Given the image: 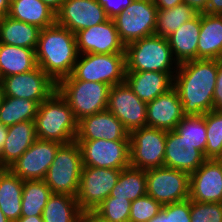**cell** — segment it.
Listing matches in <instances>:
<instances>
[{"mask_svg":"<svg viewBox=\"0 0 222 222\" xmlns=\"http://www.w3.org/2000/svg\"><path fill=\"white\" fill-rule=\"evenodd\" d=\"M218 59H195L178 65L173 77L184 115H204L214 109Z\"/></svg>","mask_w":222,"mask_h":222,"instance_id":"6da1fadb","label":"cell"},{"mask_svg":"<svg viewBox=\"0 0 222 222\" xmlns=\"http://www.w3.org/2000/svg\"><path fill=\"white\" fill-rule=\"evenodd\" d=\"M35 54L37 65L58 83L72 74L78 59L75 34L57 23L41 29Z\"/></svg>","mask_w":222,"mask_h":222,"instance_id":"7a4b0ae2","label":"cell"},{"mask_svg":"<svg viewBox=\"0 0 222 222\" xmlns=\"http://www.w3.org/2000/svg\"><path fill=\"white\" fill-rule=\"evenodd\" d=\"M34 123L37 139L61 144L75 141L78 121L58 90L39 104Z\"/></svg>","mask_w":222,"mask_h":222,"instance_id":"3957f363","label":"cell"},{"mask_svg":"<svg viewBox=\"0 0 222 222\" xmlns=\"http://www.w3.org/2000/svg\"><path fill=\"white\" fill-rule=\"evenodd\" d=\"M125 56L126 71L176 72L178 69L167 38L157 35L127 44Z\"/></svg>","mask_w":222,"mask_h":222,"instance_id":"277c9868","label":"cell"},{"mask_svg":"<svg viewBox=\"0 0 222 222\" xmlns=\"http://www.w3.org/2000/svg\"><path fill=\"white\" fill-rule=\"evenodd\" d=\"M110 88L106 83L77 80L72 74L57 83L58 92L69 104L77 121L107 110Z\"/></svg>","mask_w":222,"mask_h":222,"instance_id":"5b68a950","label":"cell"},{"mask_svg":"<svg viewBox=\"0 0 222 222\" xmlns=\"http://www.w3.org/2000/svg\"><path fill=\"white\" fill-rule=\"evenodd\" d=\"M82 168L83 162L78 142L62 144L56 152L44 181L52 193L76 197Z\"/></svg>","mask_w":222,"mask_h":222,"instance_id":"8992f818","label":"cell"},{"mask_svg":"<svg viewBox=\"0 0 222 222\" xmlns=\"http://www.w3.org/2000/svg\"><path fill=\"white\" fill-rule=\"evenodd\" d=\"M72 75L77 80L106 83L109 86L125 82V53L79 54Z\"/></svg>","mask_w":222,"mask_h":222,"instance_id":"52a82bcc","label":"cell"},{"mask_svg":"<svg viewBox=\"0 0 222 222\" xmlns=\"http://www.w3.org/2000/svg\"><path fill=\"white\" fill-rule=\"evenodd\" d=\"M167 131L144 126L129 133L130 166L149 170L164 166Z\"/></svg>","mask_w":222,"mask_h":222,"instance_id":"ba28073f","label":"cell"},{"mask_svg":"<svg viewBox=\"0 0 222 222\" xmlns=\"http://www.w3.org/2000/svg\"><path fill=\"white\" fill-rule=\"evenodd\" d=\"M156 15L157 7L152 0H133L113 18L124 45L155 35Z\"/></svg>","mask_w":222,"mask_h":222,"instance_id":"9c48e42d","label":"cell"},{"mask_svg":"<svg viewBox=\"0 0 222 222\" xmlns=\"http://www.w3.org/2000/svg\"><path fill=\"white\" fill-rule=\"evenodd\" d=\"M147 195L162 206L190 196V174L166 166L146 170Z\"/></svg>","mask_w":222,"mask_h":222,"instance_id":"30bf717a","label":"cell"},{"mask_svg":"<svg viewBox=\"0 0 222 222\" xmlns=\"http://www.w3.org/2000/svg\"><path fill=\"white\" fill-rule=\"evenodd\" d=\"M83 166L122 170L130 166V140H75Z\"/></svg>","mask_w":222,"mask_h":222,"instance_id":"8fae6325","label":"cell"},{"mask_svg":"<svg viewBox=\"0 0 222 222\" xmlns=\"http://www.w3.org/2000/svg\"><path fill=\"white\" fill-rule=\"evenodd\" d=\"M121 170L83 166L76 194L82 211L95 210L115 187Z\"/></svg>","mask_w":222,"mask_h":222,"instance_id":"7c38bea8","label":"cell"},{"mask_svg":"<svg viewBox=\"0 0 222 222\" xmlns=\"http://www.w3.org/2000/svg\"><path fill=\"white\" fill-rule=\"evenodd\" d=\"M0 90L2 96L25 98L40 104L57 90V83L37 66L29 72L2 78Z\"/></svg>","mask_w":222,"mask_h":222,"instance_id":"4fadbf2b","label":"cell"},{"mask_svg":"<svg viewBox=\"0 0 222 222\" xmlns=\"http://www.w3.org/2000/svg\"><path fill=\"white\" fill-rule=\"evenodd\" d=\"M107 110L122 122L129 133L146 126L147 103L126 82L110 88Z\"/></svg>","mask_w":222,"mask_h":222,"instance_id":"5bb4252c","label":"cell"},{"mask_svg":"<svg viewBox=\"0 0 222 222\" xmlns=\"http://www.w3.org/2000/svg\"><path fill=\"white\" fill-rule=\"evenodd\" d=\"M61 145L56 141L36 139L9 169L23 181L44 180Z\"/></svg>","mask_w":222,"mask_h":222,"instance_id":"9a60e30c","label":"cell"},{"mask_svg":"<svg viewBox=\"0 0 222 222\" xmlns=\"http://www.w3.org/2000/svg\"><path fill=\"white\" fill-rule=\"evenodd\" d=\"M79 54H113L125 53V45L121 41L113 19L91 26L75 33Z\"/></svg>","mask_w":222,"mask_h":222,"instance_id":"2e32d148","label":"cell"},{"mask_svg":"<svg viewBox=\"0 0 222 222\" xmlns=\"http://www.w3.org/2000/svg\"><path fill=\"white\" fill-rule=\"evenodd\" d=\"M108 19L98 0H65L56 13V23L74 34Z\"/></svg>","mask_w":222,"mask_h":222,"instance_id":"e0dca14e","label":"cell"},{"mask_svg":"<svg viewBox=\"0 0 222 222\" xmlns=\"http://www.w3.org/2000/svg\"><path fill=\"white\" fill-rule=\"evenodd\" d=\"M189 199L204 203H222V159H207L190 174Z\"/></svg>","mask_w":222,"mask_h":222,"instance_id":"ac0fdd59","label":"cell"},{"mask_svg":"<svg viewBox=\"0 0 222 222\" xmlns=\"http://www.w3.org/2000/svg\"><path fill=\"white\" fill-rule=\"evenodd\" d=\"M96 139L130 140L122 122L108 110L78 120L75 140Z\"/></svg>","mask_w":222,"mask_h":222,"instance_id":"d6986e66","label":"cell"},{"mask_svg":"<svg viewBox=\"0 0 222 222\" xmlns=\"http://www.w3.org/2000/svg\"><path fill=\"white\" fill-rule=\"evenodd\" d=\"M183 106L174 87L147 103L146 126L175 130L183 119Z\"/></svg>","mask_w":222,"mask_h":222,"instance_id":"ffe728a7","label":"cell"},{"mask_svg":"<svg viewBox=\"0 0 222 222\" xmlns=\"http://www.w3.org/2000/svg\"><path fill=\"white\" fill-rule=\"evenodd\" d=\"M206 160L202 151L183 139L175 130L167 131L164 166L191 174Z\"/></svg>","mask_w":222,"mask_h":222,"instance_id":"44dd1931","label":"cell"},{"mask_svg":"<svg viewBox=\"0 0 222 222\" xmlns=\"http://www.w3.org/2000/svg\"><path fill=\"white\" fill-rule=\"evenodd\" d=\"M175 73L126 71L125 82L142 101L148 103L173 87Z\"/></svg>","mask_w":222,"mask_h":222,"instance_id":"7402d4cb","label":"cell"},{"mask_svg":"<svg viewBox=\"0 0 222 222\" xmlns=\"http://www.w3.org/2000/svg\"><path fill=\"white\" fill-rule=\"evenodd\" d=\"M201 13L182 24L167 37L175 61L179 64L197 59Z\"/></svg>","mask_w":222,"mask_h":222,"instance_id":"603a6c76","label":"cell"},{"mask_svg":"<svg viewBox=\"0 0 222 222\" xmlns=\"http://www.w3.org/2000/svg\"><path fill=\"white\" fill-rule=\"evenodd\" d=\"M37 139L34 120L8 127V134L0 154V168H9Z\"/></svg>","mask_w":222,"mask_h":222,"instance_id":"cb8c5ba5","label":"cell"},{"mask_svg":"<svg viewBox=\"0 0 222 222\" xmlns=\"http://www.w3.org/2000/svg\"><path fill=\"white\" fill-rule=\"evenodd\" d=\"M23 185L9 168H0V210L10 222L21 217Z\"/></svg>","mask_w":222,"mask_h":222,"instance_id":"d4e9b609","label":"cell"},{"mask_svg":"<svg viewBox=\"0 0 222 222\" xmlns=\"http://www.w3.org/2000/svg\"><path fill=\"white\" fill-rule=\"evenodd\" d=\"M197 59L222 60V15L201 13Z\"/></svg>","mask_w":222,"mask_h":222,"instance_id":"484cf974","label":"cell"},{"mask_svg":"<svg viewBox=\"0 0 222 222\" xmlns=\"http://www.w3.org/2000/svg\"><path fill=\"white\" fill-rule=\"evenodd\" d=\"M8 16L17 21L36 25L40 29L56 23V13L41 0H12Z\"/></svg>","mask_w":222,"mask_h":222,"instance_id":"4316f807","label":"cell"},{"mask_svg":"<svg viewBox=\"0 0 222 222\" xmlns=\"http://www.w3.org/2000/svg\"><path fill=\"white\" fill-rule=\"evenodd\" d=\"M37 66L34 49L0 43V80L29 72Z\"/></svg>","mask_w":222,"mask_h":222,"instance_id":"83f0119b","label":"cell"},{"mask_svg":"<svg viewBox=\"0 0 222 222\" xmlns=\"http://www.w3.org/2000/svg\"><path fill=\"white\" fill-rule=\"evenodd\" d=\"M41 29L8 15L0 18V43L36 49Z\"/></svg>","mask_w":222,"mask_h":222,"instance_id":"f1b7e54d","label":"cell"},{"mask_svg":"<svg viewBox=\"0 0 222 222\" xmlns=\"http://www.w3.org/2000/svg\"><path fill=\"white\" fill-rule=\"evenodd\" d=\"M82 210L76 197L52 193L42 212L44 222H79Z\"/></svg>","mask_w":222,"mask_h":222,"instance_id":"f546056e","label":"cell"},{"mask_svg":"<svg viewBox=\"0 0 222 222\" xmlns=\"http://www.w3.org/2000/svg\"><path fill=\"white\" fill-rule=\"evenodd\" d=\"M39 104L25 98L2 96L0 99V122L4 126L35 119Z\"/></svg>","mask_w":222,"mask_h":222,"instance_id":"4dcf8cb0","label":"cell"},{"mask_svg":"<svg viewBox=\"0 0 222 222\" xmlns=\"http://www.w3.org/2000/svg\"><path fill=\"white\" fill-rule=\"evenodd\" d=\"M147 194L146 170L127 167L121 170L120 176L110 196L124 198L131 202Z\"/></svg>","mask_w":222,"mask_h":222,"instance_id":"1f68e13d","label":"cell"},{"mask_svg":"<svg viewBox=\"0 0 222 222\" xmlns=\"http://www.w3.org/2000/svg\"><path fill=\"white\" fill-rule=\"evenodd\" d=\"M51 195L44 180L24 181L21 217L42 216Z\"/></svg>","mask_w":222,"mask_h":222,"instance_id":"d6a6232c","label":"cell"},{"mask_svg":"<svg viewBox=\"0 0 222 222\" xmlns=\"http://www.w3.org/2000/svg\"><path fill=\"white\" fill-rule=\"evenodd\" d=\"M198 13L188 4L182 3L170 9H158L155 35L167 38L182 24L194 18Z\"/></svg>","mask_w":222,"mask_h":222,"instance_id":"836d02e7","label":"cell"},{"mask_svg":"<svg viewBox=\"0 0 222 222\" xmlns=\"http://www.w3.org/2000/svg\"><path fill=\"white\" fill-rule=\"evenodd\" d=\"M175 131L205 155L207 145L205 114L185 115L177 124Z\"/></svg>","mask_w":222,"mask_h":222,"instance_id":"e575fe53","label":"cell"},{"mask_svg":"<svg viewBox=\"0 0 222 222\" xmlns=\"http://www.w3.org/2000/svg\"><path fill=\"white\" fill-rule=\"evenodd\" d=\"M206 138L205 157L222 159V111L211 110L205 113Z\"/></svg>","mask_w":222,"mask_h":222,"instance_id":"d590c367","label":"cell"},{"mask_svg":"<svg viewBox=\"0 0 222 222\" xmlns=\"http://www.w3.org/2000/svg\"><path fill=\"white\" fill-rule=\"evenodd\" d=\"M131 201L107 197L94 211L109 222H129Z\"/></svg>","mask_w":222,"mask_h":222,"instance_id":"8d00e7d4","label":"cell"},{"mask_svg":"<svg viewBox=\"0 0 222 222\" xmlns=\"http://www.w3.org/2000/svg\"><path fill=\"white\" fill-rule=\"evenodd\" d=\"M191 200L163 205L161 211L148 222H191Z\"/></svg>","mask_w":222,"mask_h":222,"instance_id":"74e56055","label":"cell"},{"mask_svg":"<svg viewBox=\"0 0 222 222\" xmlns=\"http://www.w3.org/2000/svg\"><path fill=\"white\" fill-rule=\"evenodd\" d=\"M162 209V205L149 195L131 202L129 222H148Z\"/></svg>","mask_w":222,"mask_h":222,"instance_id":"f35d334b","label":"cell"},{"mask_svg":"<svg viewBox=\"0 0 222 222\" xmlns=\"http://www.w3.org/2000/svg\"><path fill=\"white\" fill-rule=\"evenodd\" d=\"M191 222H222V203H204L191 200Z\"/></svg>","mask_w":222,"mask_h":222,"instance_id":"ab89813d","label":"cell"},{"mask_svg":"<svg viewBox=\"0 0 222 222\" xmlns=\"http://www.w3.org/2000/svg\"><path fill=\"white\" fill-rule=\"evenodd\" d=\"M133 0H98L103 7L109 19L115 18L120 14Z\"/></svg>","mask_w":222,"mask_h":222,"instance_id":"60d3db41","label":"cell"},{"mask_svg":"<svg viewBox=\"0 0 222 222\" xmlns=\"http://www.w3.org/2000/svg\"><path fill=\"white\" fill-rule=\"evenodd\" d=\"M213 107L222 111V60L218 59V72L213 96Z\"/></svg>","mask_w":222,"mask_h":222,"instance_id":"b9f144b4","label":"cell"},{"mask_svg":"<svg viewBox=\"0 0 222 222\" xmlns=\"http://www.w3.org/2000/svg\"><path fill=\"white\" fill-rule=\"evenodd\" d=\"M79 222H109L100 216L94 210H85L81 212Z\"/></svg>","mask_w":222,"mask_h":222,"instance_id":"7bdbcfd3","label":"cell"},{"mask_svg":"<svg viewBox=\"0 0 222 222\" xmlns=\"http://www.w3.org/2000/svg\"><path fill=\"white\" fill-rule=\"evenodd\" d=\"M205 13L210 15H222V0H209Z\"/></svg>","mask_w":222,"mask_h":222,"instance_id":"ee69618b","label":"cell"},{"mask_svg":"<svg viewBox=\"0 0 222 222\" xmlns=\"http://www.w3.org/2000/svg\"><path fill=\"white\" fill-rule=\"evenodd\" d=\"M184 3L188 4L197 13H205L206 7L209 0H183Z\"/></svg>","mask_w":222,"mask_h":222,"instance_id":"f6af8a7d","label":"cell"},{"mask_svg":"<svg viewBox=\"0 0 222 222\" xmlns=\"http://www.w3.org/2000/svg\"><path fill=\"white\" fill-rule=\"evenodd\" d=\"M158 9H170L176 5L184 3L183 0H152Z\"/></svg>","mask_w":222,"mask_h":222,"instance_id":"bcb514c9","label":"cell"},{"mask_svg":"<svg viewBox=\"0 0 222 222\" xmlns=\"http://www.w3.org/2000/svg\"><path fill=\"white\" fill-rule=\"evenodd\" d=\"M43 3H45L48 7H50L55 13H57L65 0H41Z\"/></svg>","mask_w":222,"mask_h":222,"instance_id":"7dc6e473","label":"cell"},{"mask_svg":"<svg viewBox=\"0 0 222 222\" xmlns=\"http://www.w3.org/2000/svg\"><path fill=\"white\" fill-rule=\"evenodd\" d=\"M7 134H8V127L4 126L0 122V154L3 151V146L6 141Z\"/></svg>","mask_w":222,"mask_h":222,"instance_id":"c3c4849f","label":"cell"},{"mask_svg":"<svg viewBox=\"0 0 222 222\" xmlns=\"http://www.w3.org/2000/svg\"><path fill=\"white\" fill-rule=\"evenodd\" d=\"M10 8V0H0V18L7 16Z\"/></svg>","mask_w":222,"mask_h":222,"instance_id":"681fc988","label":"cell"},{"mask_svg":"<svg viewBox=\"0 0 222 222\" xmlns=\"http://www.w3.org/2000/svg\"><path fill=\"white\" fill-rule=\"evenodd\" d=\"M15 222H44L42 216L20 217Z\"/></svg>","mask_w":222,"mask_h":222,"instance_id":"f907efd6","label":"cell"},{"mask_svg":"<svg viewBox=\"0 0 222 222\" xmlns=\"http://www.w3.org/2000/svg\"><path fill=\"white\" fill-rule=\"evenodd\" d=\"M0 222H10L0 210Z\"/></svg>","mask_w":222,"mask_h":222,"instance_id":"816d5d0a","label":"cell"}]
</instances>
